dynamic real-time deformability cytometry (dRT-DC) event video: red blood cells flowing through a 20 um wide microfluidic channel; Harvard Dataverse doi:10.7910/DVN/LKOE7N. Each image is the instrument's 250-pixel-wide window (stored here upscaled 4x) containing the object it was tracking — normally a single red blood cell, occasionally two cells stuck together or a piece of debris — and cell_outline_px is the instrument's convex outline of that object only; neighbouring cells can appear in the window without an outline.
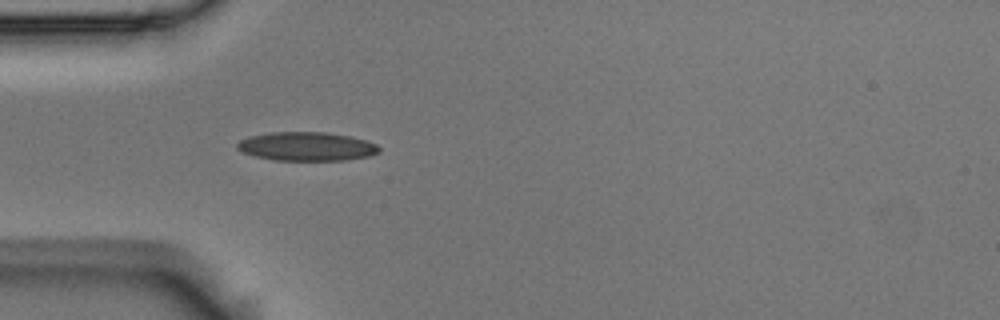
{"species": "Egyptian fruit bat (a non-hibernating species)", "species_latin": "Rousettus aegyptiacus", "temperature_condition": "room temperature", "stored_images_in_passage": 1, "camera_frame_rate_fps": 3000, "um_per_image_px": 0.085, "animal": {"sex": "male"}, "frame": {"image": 1, "passage_image": 1, "time_ms": 0.0, "image_size_px": [1000, 320], "cell_outline_px": [[380, 152], [368, 156], [344, 160], [272, 160], [256, 156], [244, 152], [236, 148], [236, 144], [240, 140], [252, 136], [268, 132], [324, 132], [348, 136], [364, 140], [376, 144], [380, 148]], "centroid_in_image_um": [26.05, 12.45], "position_along_channel_um": 58.9, "area_um2": 23.58}}